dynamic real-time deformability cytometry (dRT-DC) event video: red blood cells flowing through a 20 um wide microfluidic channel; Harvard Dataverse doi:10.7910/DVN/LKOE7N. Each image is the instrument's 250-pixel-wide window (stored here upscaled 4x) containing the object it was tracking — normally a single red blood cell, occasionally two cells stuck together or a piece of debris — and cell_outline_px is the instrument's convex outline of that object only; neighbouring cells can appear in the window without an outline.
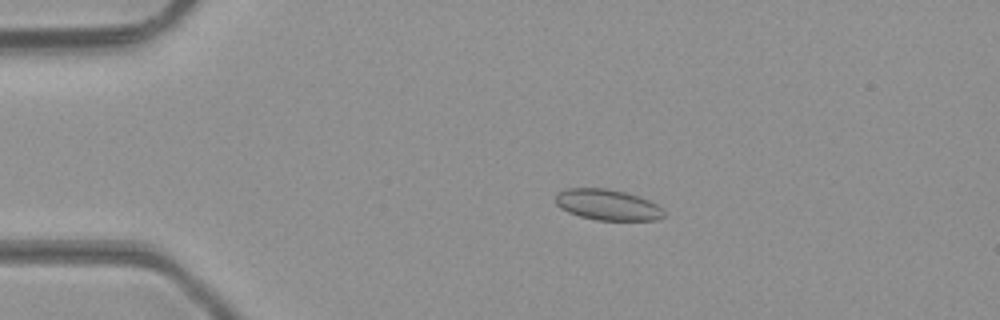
{"species": "common noctule bat (a hibernating species)", "species_latin": "Nyctalus noctula", "temperature_condition": "room temperature", "stored_images_in_passage": 48, "camera_frame_rate_fps": 3000, "um_per_image_px": 0.085, "animal": {"sex": "male", "body_mass_g": 23.1, "forearm_length_mm": 52.7}, "frame": {"image": 1, "passage_image": 10, "time_ms": 3.0, "image_size_px": [1000, 320], "cell_outline_px": [[664, 216], [656, 220], [596, 220], [580, 216], [568, 212], [560, 208], [556, 204], [556, 196], [564, 188], [608, 188], [624, 192], [648, 200], [656, 204], [664, 212]], "centroid_in_image_um": [51.61, 17.41], "position_along_channel_um": 33.4, "area_um2": 19.31}}
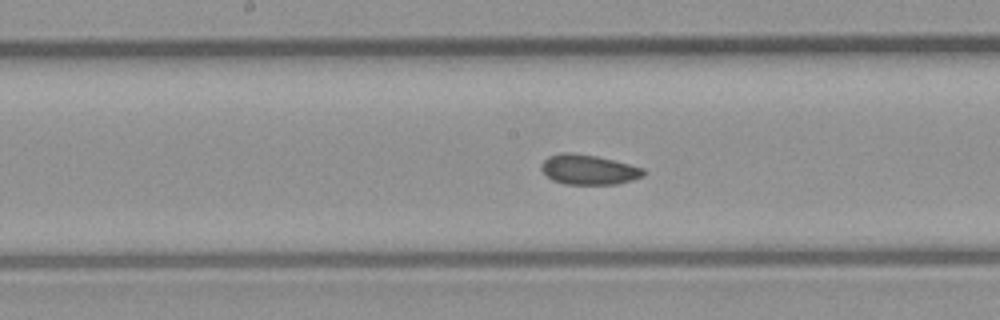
{"frame": {"image": 2, "passage_image": 25, "time_ms": 8.0, "image_size_px": [1000, 320], "cell_outline_px": [[644, 176], [632, 180], [616, 184], [564, 184], [552, 180], [540, 168], [540, 164], [548, 156], [564, 152], [572, 152], [596, 156], [644, 168]], "centroid_in_image_um": [50.0, 14.42], "position_along_channel_um": 198.2, "area_um2": 17.74}}
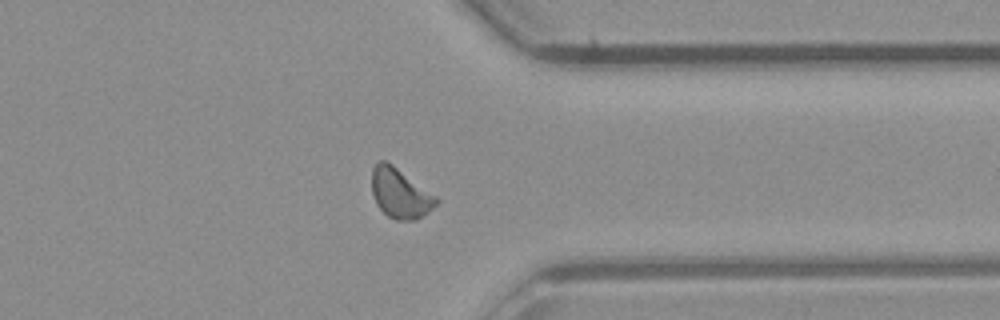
{"frame": {"image": 3, "passage_image": 38, "time_ms": 12.333, "image_size_px": [1000, 320], "cell_outline_px": [[440, 200], [428, 212], [416, 220], [396, 220], [388, 216], [376, 204], [372, 192], [372, 168], [376, 160], [384, 160], [392, 164], [436, 196]], "centroid_in_image_um": [33.99, 16.42], "position_along_channel_um": 377.4, "area_um2": 18.61}, "authors_computed_cell_mechanics": {"area_um2": 18.2648, "velocity_mm_per_s": 4.2594, "shape_relaxation_time_tau1_ms": null, "shape_relaxation_time_tau2_ms": 2.5015, "deformation_change_tau1": null, "deformation_change_tau2": 0.061}}